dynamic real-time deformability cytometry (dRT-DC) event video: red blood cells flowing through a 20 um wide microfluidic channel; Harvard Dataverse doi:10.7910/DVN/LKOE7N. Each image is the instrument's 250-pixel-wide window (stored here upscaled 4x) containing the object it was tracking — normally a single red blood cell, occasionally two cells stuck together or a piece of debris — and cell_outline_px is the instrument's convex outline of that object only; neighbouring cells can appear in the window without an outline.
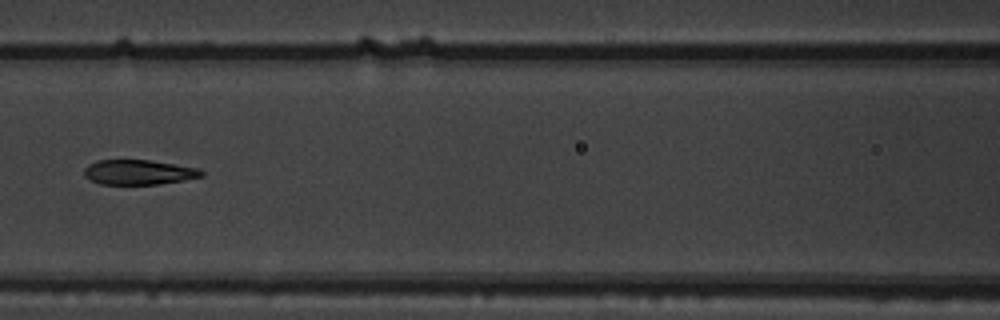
{"species": "common noctule bat (a hibernating species)", "species_latin": "Nyctalus noctula", "temperature_condition": "warm", "stored_images_in_passage": 9, "camera_frame_rate_fps": 3000, "um_per_image_px": 0.085, "animal": {"sex": "male", "body_mass_g": 19.5, "forearm_length_mm": 54.6}, "frame": {"image": 1, "passage_image": 6, "time_ms": 1.667, "image_size_px": [1000, 320], "cell_outline_px": [[204, 176], [184, 180], [160, 184], [100, 184], [84, 176], [84, 168], [88, 164], [96, 160], [148, 160], [196, 168], [204, 172]], "centroid_in_image_um": [11.75, 14.64], "position_along_channel_um": 154.8, "area_um2": 16.88}}
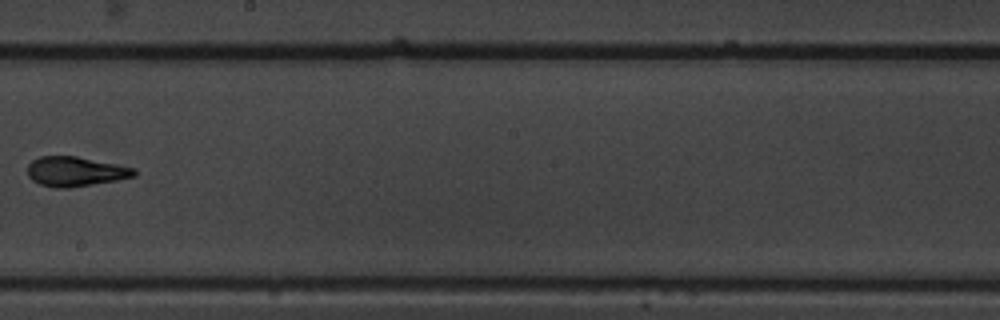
{"frame": {"image": 2, "passage_image": 8, "time_ms": 2.333, "image_size_px": [1000, 320], "cell_outline_px": [[136, 176], [116, 180], [68, 188], [56, 188], [40, 184], [32, 180], [28, 176], [28, 164], [32, 160], [40, 156], [76, 156], [120, 164], [136, 168]], "centroid_in_image_um": [6.43, 14.57], "position_along_channel_um": 241.8, "area_um2": 18.55}}
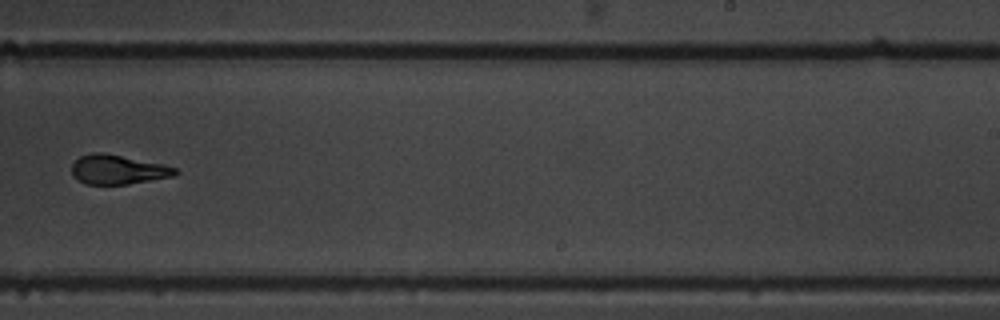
{"frame": {"image": 3, "passage_image": 9, "time_ms": 2.667, "image_size_px": [1000, 320], "cell_outline_px": [[180, 172], [172, 176], [128, 184], [84, 184], [72, 176], [72, 164], [80, 156], [92, 152], [104, 152], [164, 164], [176, 168]], "centroid_in_image_um": [10.0, 14.4], "position_along_channel_um": 279.0, "area_um2": 17.8}}